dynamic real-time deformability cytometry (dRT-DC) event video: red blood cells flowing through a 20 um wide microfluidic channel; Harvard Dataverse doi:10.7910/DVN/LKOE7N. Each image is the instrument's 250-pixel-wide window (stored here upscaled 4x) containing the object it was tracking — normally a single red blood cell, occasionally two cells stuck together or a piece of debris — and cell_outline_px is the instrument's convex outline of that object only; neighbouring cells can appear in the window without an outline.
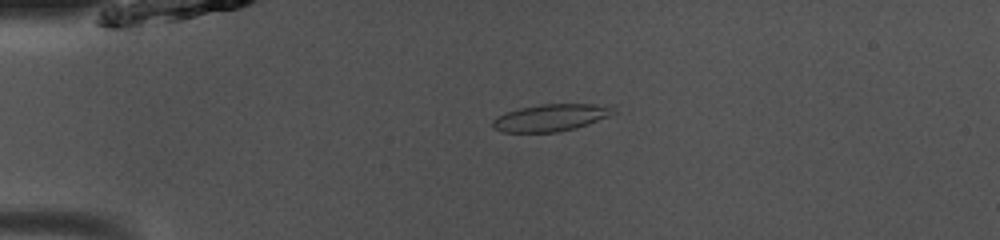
{"species": "common noctule bat (a hibernating species)", "species_latin": "Nyctalus noctula", "temperature_condition": "room temperature", "stored_images_in_passage": 45, "camera_frame_rate_fps": 3000, "um_per_image_px": 0.085, "animal": {"sex": "male", "body_mass_g": 13.0, "forearm_length_mm": 53.1}, "frame": {"image": 1, "passage_image": 7, "time_ms": 2.0, "image_size_px": [1000, 240], "cell_outline_px": [[620, 112], [588, 124], [576, 128], [560, 132], [504, 132], [492, 128], [492, 120], [496, 116], [520, 108], [544, 104], [616, 104]], "centroid_in_image_um": [46.94, 9.99], "position_along_channel_um": 38.1, "area_um2": 19.48}}
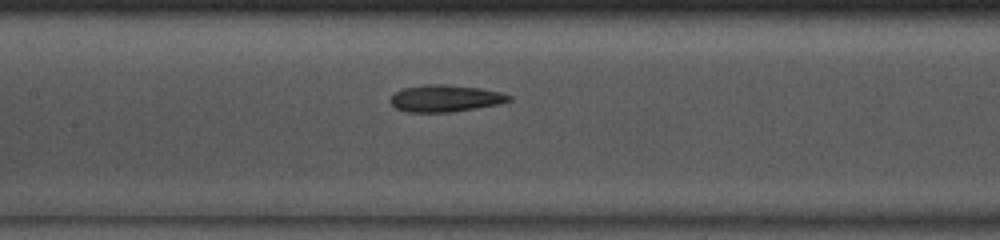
{"frame": {"image": 2, "passage_image": 19, "time_ms": 6.0, "image_size_px": [1000, 240], "cell_outline_px": [[512, 100], [500, 104], [448, 112], [408, 112], [396, 108], [388, 100], [396, 92], [404, 88], [424, 84], [444, 84], [480, 88], [500, 92], [512, 96]], "centroid_in_image_um": [37.85, 8.35], "position_along_channel_um": 169.5, "area_um2": 18.5}}
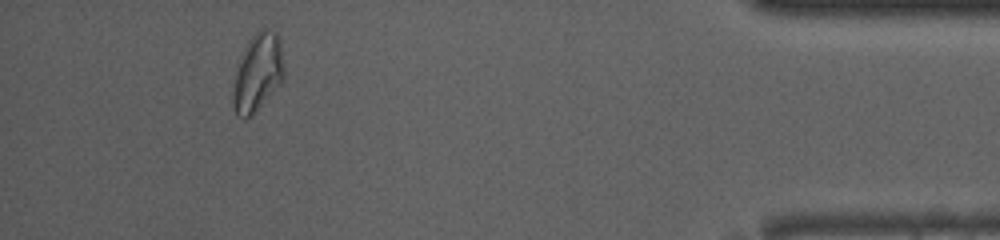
{"frame": {"image": 3, "passage_image": 41, "time_ms": 13.333, "image_size_px": [1000, 240], "cell_outline_px": [[284, 76], [280, 84], [252, 116], [244, 120], [236, 116], [232, 108], [232, 96], [236, 72], [244, 48], [248, 40], [256, 32], [264, 28], [276, 32], [280, 40], [284, 68]], "centroid_in_image_um": [21.89, 6.21], "position_along_channel_um": 413.3, "area_um2": 23.24}, "authors_computed_cell_mechanics": {"area_um2": 19.074, "velocity_mm_per_s": 4.0417, "shape_relaxation_time_tau1_ms": 8.1977, "shape_relaxation_time_tau2_ms": 4.9054, "deformation_change_tau1": 0.2084, "deformation_change_tau2": 0.1184}}